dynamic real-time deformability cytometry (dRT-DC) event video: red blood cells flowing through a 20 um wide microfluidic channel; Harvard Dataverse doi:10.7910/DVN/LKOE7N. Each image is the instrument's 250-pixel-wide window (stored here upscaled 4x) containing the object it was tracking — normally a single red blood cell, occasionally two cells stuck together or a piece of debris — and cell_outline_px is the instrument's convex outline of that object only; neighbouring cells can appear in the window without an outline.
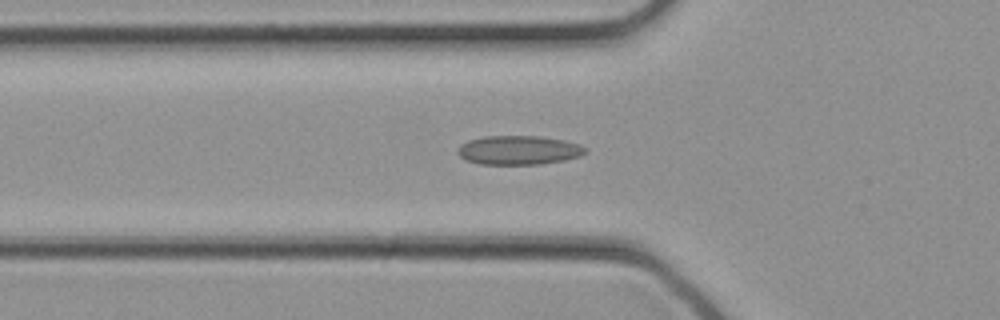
{"species": "common noctule bat (a hibernating species)", "species_latin": "Nyctalus noctula", "temperature_condition": "cold", "stored_images_in_passage": 32, "camera_frame_rate_fps": 3000, "um_per_image_px": 0.085, "animal": {"sex": "female", "body_mass_g": 21.9}, "frame": {"image": 1, "passage_image": 11, "time_ms": 3.333, "image_size_px": [1000, 320], "cell_outline_px": [[588, 148], [580, 156], [564, 160], [540, 164], [480, 164], [464, 160], [456, 152], [456, 148], [460, 144], [468, 140], [484, 136], [540, 136], [564, 140], [580, 144]], "centroid_in_image_um": [44.05, 12.76], "position_along_channel_um": 81.8, "area_um2": 21.79}}
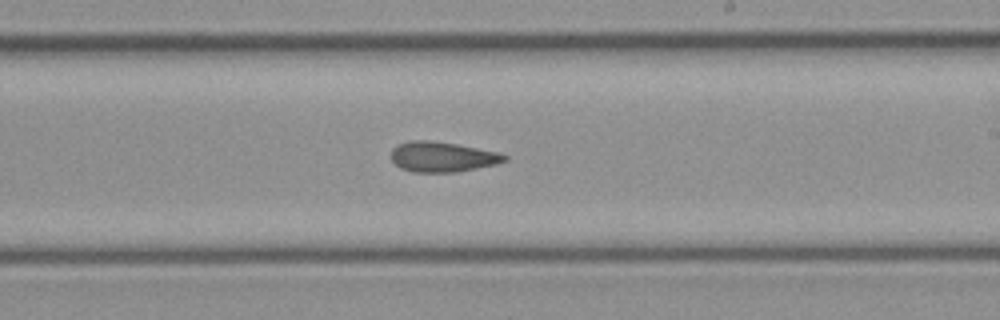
{"frame": {"image": 2, "passage_image": 19, "time_ms": 6.0, "image_size_px": [1000, 320], "cell_outline_px": [[508, 160], [496, 164], [456, 172], [412, 172], [400, 168], [392, 160], [392, 148], [396, 144], [412, 140], [428, 140], [456, 144], [500, 152], [508, 156]], "centroid_in_image_um": [37.6, 13.33], "position_along_channel_um": 251.4, "area_um2": 20.0}}
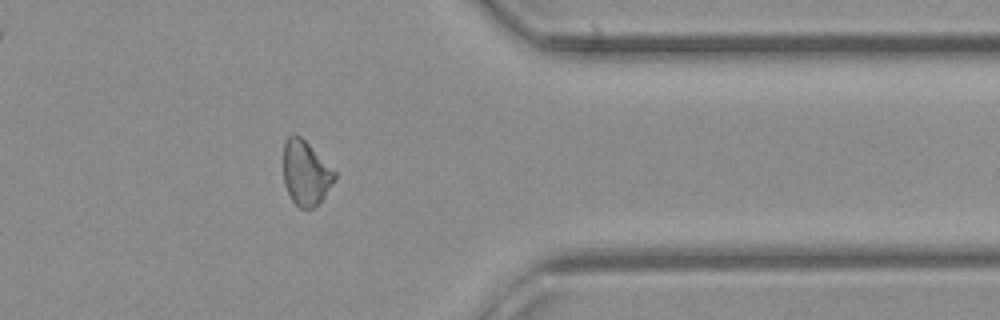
{"frame": {"image": 3, "passage_image": 26, "time_ms": 8.333, "image_size_px": [1000, 320], "cell_outline_px": [[336, 180], [324, 196], [312, 208], [300, 208], [292, 200], [284, 184], [284, 144], [288, 136], [292, 132], [300, 136], [336, 172]], "centroid_in_image_um": [25.98, 14.69], "position_along_channel_um": 385.4, "area_um2": 19.02}}